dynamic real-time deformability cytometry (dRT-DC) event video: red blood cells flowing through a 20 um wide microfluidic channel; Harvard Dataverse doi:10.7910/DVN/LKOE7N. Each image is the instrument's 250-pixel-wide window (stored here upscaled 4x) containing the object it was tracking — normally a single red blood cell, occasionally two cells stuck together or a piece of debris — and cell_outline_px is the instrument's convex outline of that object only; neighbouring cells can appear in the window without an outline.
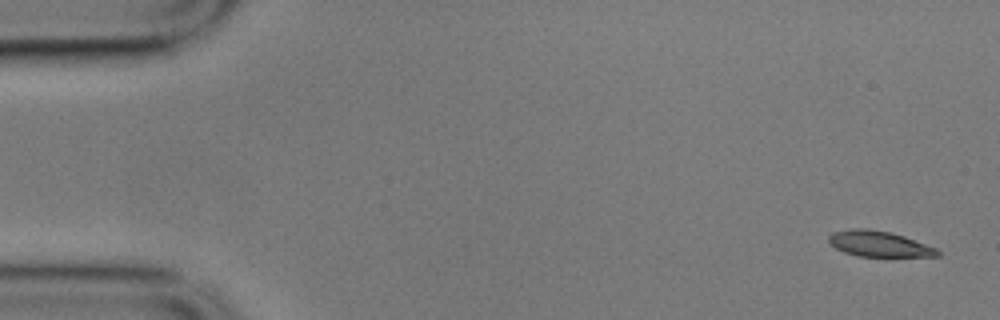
{"species": "common noctule bat (a hibernating species)", "species_latin": "Nyctalus noctula", "temperature_condition": "cold", "stored_images_in_passage": 14, "camera_frame_rate_fps": 3000, "um_per_image_px": 0.085, "animal": {"sex": "male", "body_mass_g": 17.9}, "frame": {"image": 1, "passage_image": 1, "time_ms": 0.0, "image_size_px": [1000, 320], "cell_outline_px": [[940, 256], [856, 256], [844, 252], [836, 248], [828, 240], [828, 236], [832, 232], [852, 228], [868, 228], [892, 232], [904, 236], [936, 248], [940, 252]], "centroid_in_image_um": [74.69, 20.71], "position_along_channel_um": 10.3, "area_um2": 16.24}}